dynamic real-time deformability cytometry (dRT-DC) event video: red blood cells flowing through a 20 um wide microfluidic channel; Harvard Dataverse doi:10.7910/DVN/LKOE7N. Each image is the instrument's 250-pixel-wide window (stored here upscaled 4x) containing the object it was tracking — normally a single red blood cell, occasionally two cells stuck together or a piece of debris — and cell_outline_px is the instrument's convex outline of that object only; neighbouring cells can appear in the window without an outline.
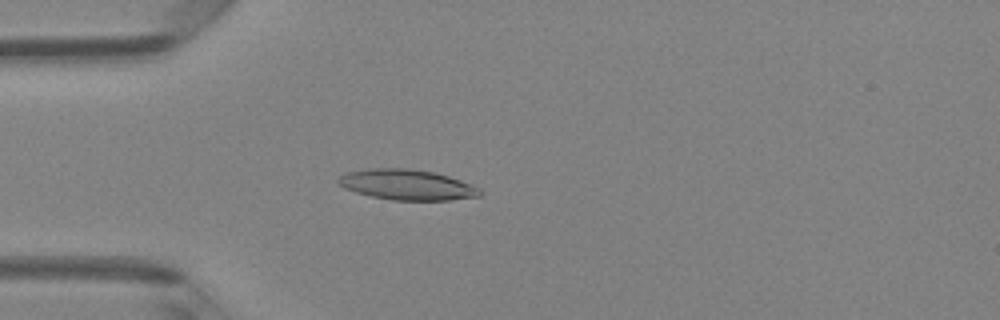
{"species": "Egyptian fruit bat (a non-hibernating species)", "species_latin": "Rousettus aegyptiacus", "temperature_condition": "room temperature", "stored_images_in_passage": 43, "camera_frame_rate_fps": 3000, "um_per_image_px": 0.085, "animal": {"sex": "female"}, "frame": {"image": 1, "passage_image": 8, "time_ms": 2.333, "image_size_px": [1000, 320], "cell_outline_px": [[480, 196], [452, 200], [392, 200], [372, 196], [356, 192], [344, 188], [336, 180], [344, 172], [372, 168], [408, 168], [436, 172], [472, 184], [480, 188]], "centroid_in_image_um": [34.59, 15.69], "position_along_channel_um": 50.4, "area_um2": 25.2}}
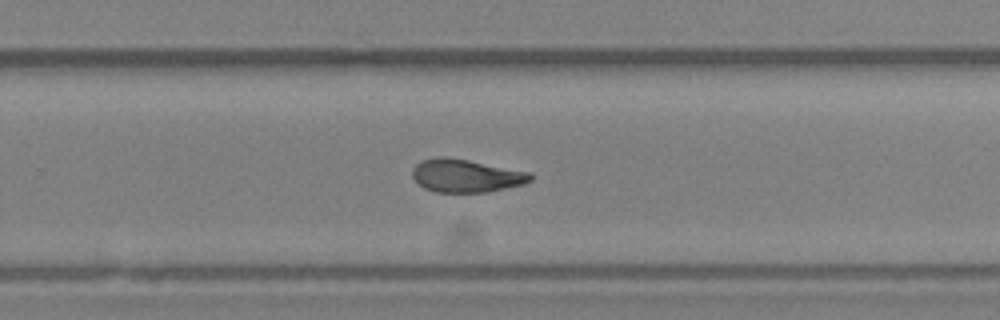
{"frame": {"image": 2, "passage_image": 26, "time_ms": 8.333, "image_size_px": [1000, 320], "cell_outline_px": [[532, 180], [524, 184], [484, 192], [436, 192], [424, 188], [412, 176], [412, 168], [420, 160], [436, 156], [444, 156], [468, 160], [532, 172]], "centroid_in_image_um": [39.6, 14.92], "position_along_channel_um": 290.2, "area_um2": 22.77}}
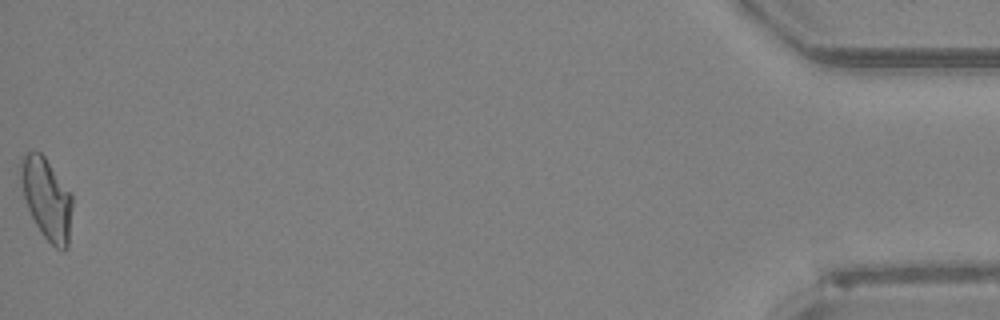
{"frame": {"image": 3, "passage_image": 43, "time_ms": 14.0, "image_size_px": [1000, 320], "cell_outline_px": [[72, 208], [68, 248], [64, 252], [56, 248], [44, 236], [36, 224], [28, 208], [24, 196], [20, 176], [20, 160], [28, 152], [40, 152], [44, 156], [72, 192]], "centroid_in_image_um": [4.0, 16.9], "position_along_channel_um": 431.2, "area_um2": 24.39}, "authors_computed_cell_mechanics": {"area_um2": 23.5824, "velocity_mm_per_s": 4.205, "shape_relaxation_time_tau1_ms": 6.4767, "shape_relaxation_time_tau2_ms": 3.1084, "deformation_change_tau1": 0.1814, "deformation_change_tau2": 0.1066}}